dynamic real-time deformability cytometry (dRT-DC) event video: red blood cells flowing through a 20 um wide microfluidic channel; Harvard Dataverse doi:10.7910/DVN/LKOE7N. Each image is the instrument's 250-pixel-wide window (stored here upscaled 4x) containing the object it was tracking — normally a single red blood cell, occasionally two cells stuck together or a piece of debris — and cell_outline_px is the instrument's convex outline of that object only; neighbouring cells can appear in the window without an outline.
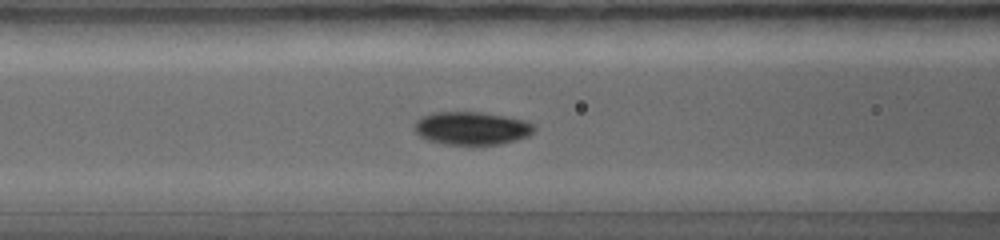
{"species": "common noctule bat (a hibernating species)", "species_latin": "Nyctalus noctula", "temperature_condition": "warm", "stored_images_in_passage": 41, "camera_frame_rate_fps": 5000, "um_per_image_px": 0.085, "animal": {"sex": "female", "body_mass_g": 19.0, "forearm_length_mm": 56.7}, "frame": {"image": 1, "passage_image": 16, "time_ms": 3.0, "image_size_px": [1000, 240], "cell_outline_px": [[536, 128], [528, 136], [516, 140], [500, 144], [444, 144], [428, 140], [420, 136], [416, 132], [412, 124], [420, 116], [432, 112], [480, 112], [504, 116], [524, 120], [536, 124]], "centroid_in_image_um": [40.07, 10.89], "position_along_channel_um": 126.5, "area_um2": 23.18}}
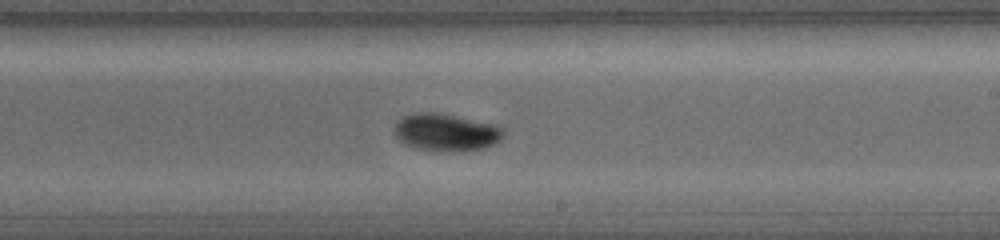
{"frame": {"image": 2, "passage_image": 25, "time_ms": 4.8, "image_size_px": [1000, 240], "cell_outline_px": [[504, 136], [496, 144], [484, 148], [416, 148], [404, 144], [396, 136], [392, 128], [396, 120], [400, 116], [416, 112], [440, 112], [500, 124], [504, 128]], "centroid_in_image_um": [37.92, 11.15], "position_along_channel_um": 251.1, "area_um2": 23.64}}
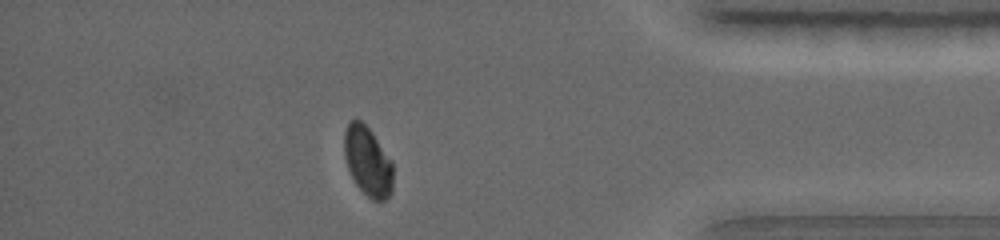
{"frame": {"image": 3, "passage_image": 38, "time_ms": 7.4, "image_size_px": [1000, 240], "cell_outline_px": [[392, 192], [384, 200], [372, 200], [356, 184], [348, 168], [344, 156], [344, 132], [348, 120], [356, 116], [372, 132], [392, 160]], "centroid_in_image_um": [31.24, 13.65], "position_along_channel_um": 404.0, "area_um2": 19.83}}